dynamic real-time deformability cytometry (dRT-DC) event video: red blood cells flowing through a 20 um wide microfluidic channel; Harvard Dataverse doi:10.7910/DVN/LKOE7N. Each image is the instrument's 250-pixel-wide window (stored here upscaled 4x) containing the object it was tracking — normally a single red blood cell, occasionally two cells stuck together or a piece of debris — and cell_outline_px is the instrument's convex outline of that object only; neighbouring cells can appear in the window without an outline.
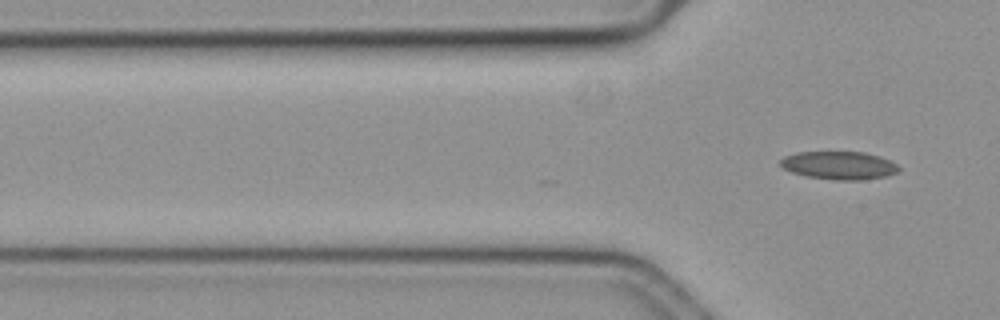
{"species": "common noctule bat (a hibernating species)", "species_latin": "Nyctalus noctula", "temperature_condition": "cold", "stored_images_in_passage": 2, "camera_frame_rate_fps": 3000, "um_per_image_px": 0.085, "animal": {"sex": "female", "body_mass_g": 19.3, "forearm_length_mm": 54.1}, "frame": {"image": 1, "passage_image": 2, "time_ms": 0.333, "image_size_px": [1000, 320], "cell_outline_px": [[900, 168], [896, 172], [888, 176], [864, 180], [832, 180], [804, 176], [792, 172], [784, 168], [780, 164], [780, 160], [784, 156], [796, 152], [864, 152], [880, 156], [896, 164]], "centroid_in_image_um": [71.31, 14.06], "position_along_channel_um": 54.5, "area_um2": 19.48}}